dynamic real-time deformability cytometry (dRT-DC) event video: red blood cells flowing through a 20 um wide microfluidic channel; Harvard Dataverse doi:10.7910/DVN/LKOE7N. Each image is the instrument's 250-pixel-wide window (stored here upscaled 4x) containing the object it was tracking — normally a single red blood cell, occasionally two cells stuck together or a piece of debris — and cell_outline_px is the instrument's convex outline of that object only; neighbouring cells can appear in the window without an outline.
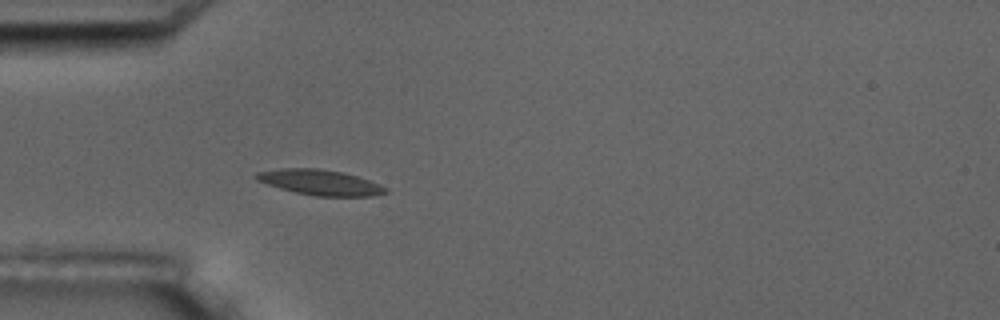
{"species": "common noctule bat (a hibernating species)", "species_latin": "Nyctalus noctula", "temperature_condition": "room temperature", "stored_images_in_passage": 4, "camera_frame_rate_fps": 3000, "um_per_image_px": 0.085, "animal": {"sex": "male", "body_mass_g": 17.5, "forearm_length_mm": 52.3}, "frame": {"image": 1, "passage_image": 4, "time_ms": 4.333, "image_size_px": [1000, 320], "cell_outline_px": [[388, 192], [372, 196], [316, 196], [296, 192], [280, 188], [256, 180], [252, 176], [256, 172], [284, 168], [316, 168], [344, 172], [380, 184], [388, 188]], "centroid_in_image_um": [27.2, 15.5], "position_along_channel_um": 57.8, "area_um2": 19.07}}